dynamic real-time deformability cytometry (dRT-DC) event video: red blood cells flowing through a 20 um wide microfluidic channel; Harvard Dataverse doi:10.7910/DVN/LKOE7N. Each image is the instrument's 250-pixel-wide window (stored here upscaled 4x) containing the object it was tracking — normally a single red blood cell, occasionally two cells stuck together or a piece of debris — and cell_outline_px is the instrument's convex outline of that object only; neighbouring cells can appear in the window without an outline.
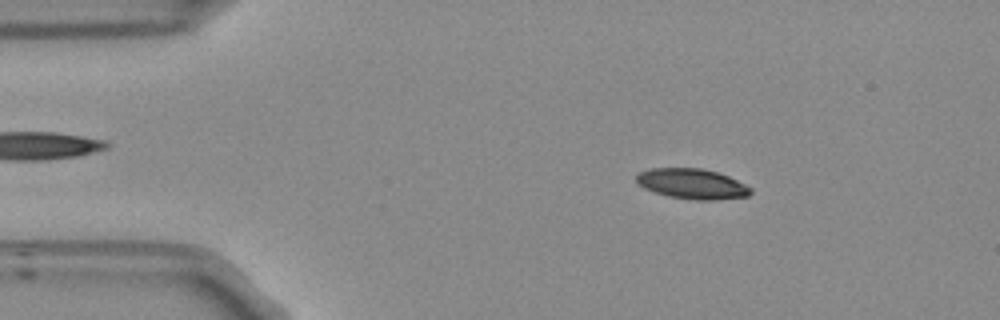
{"species": "Egyptian fruit bat (a non-hibernating species)", "species_latin": "Rousettus aegyptiacus", "temperature_condition": "room temperature", "stored_images_in_passage": 53, "camera_frame_rate_fps": 3000, "um_per_image_px": 0.085, "frame": {"image": 1, "passage_image": 8, "time_ms": 2.333, "image_size_px": [1000, 320], "cell_outline_px": [[752, 192], [748, 196], [716, 200], [696, 200], [668, 196], [652, 192], [636, 184], [636, 176], [640, 172], [652, 168], [700, 168], [716, 172], [728, 176], [752, 188]], "centroid_in_image_um": [58.8, 15.63], "position_along_channel_um": 26.2, "area_um2": 20.17}}
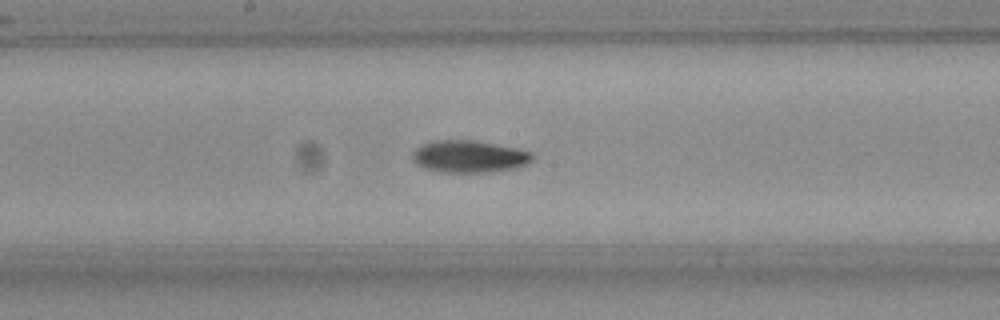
{"frame": {"image": 2, "passage_image": 27, "time_ms": 8.667, "image_size_px": [1000, 320], "cell_outline_px": [[532, 160], [516, 168], [492, 172], [440, 172], [424, 168], [412, 160], [412, 152], [420, 144], [436, 140], [472, 140], [516, 148], [532, 152]], "centroid_in_image_um": [39.84, 13.3], "position_along_channel_um": 208.4, "area_um2": 22.43}}
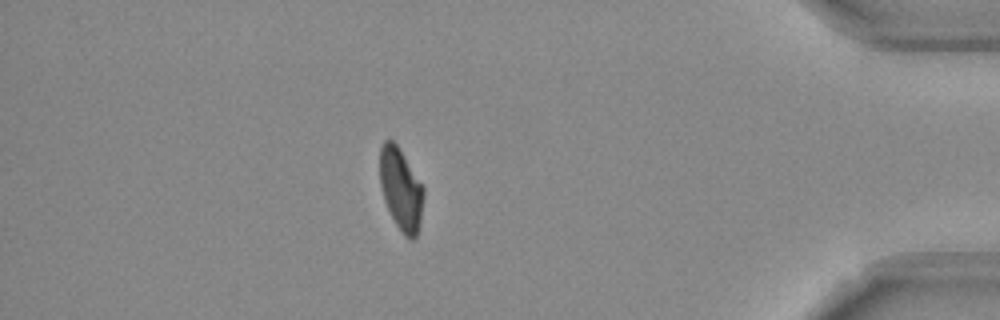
{"frame": {"image": 3, "passage_image": 46, "time_ms": 15.0, "image_size_px": [1000, 320], "cell_outline_px": [[424, 196], [420, 220], [416, 236], [412, 240], [404, 236], [396, 224], [384, 200], [380, 184], [380, 148], [384, 140], [392, 140], [396, 144], [424, 188]], "centroid_in_image_um": [34.07, 16.09], "position_along_channel_um": 401.1, "area_um2": 20.52}, "authors_computed_cell_mechanics": {"area_um2": 21.2704, "velocity_mm_per_s": 3.7701, "shape_relaxation_time_tau1_ms": 6.7587, "shape_relaxation_time_tau2_ms": 9.5891, "deformation_change_tau1": 0.1764, "deformation_change_tau2": 0.1369}}